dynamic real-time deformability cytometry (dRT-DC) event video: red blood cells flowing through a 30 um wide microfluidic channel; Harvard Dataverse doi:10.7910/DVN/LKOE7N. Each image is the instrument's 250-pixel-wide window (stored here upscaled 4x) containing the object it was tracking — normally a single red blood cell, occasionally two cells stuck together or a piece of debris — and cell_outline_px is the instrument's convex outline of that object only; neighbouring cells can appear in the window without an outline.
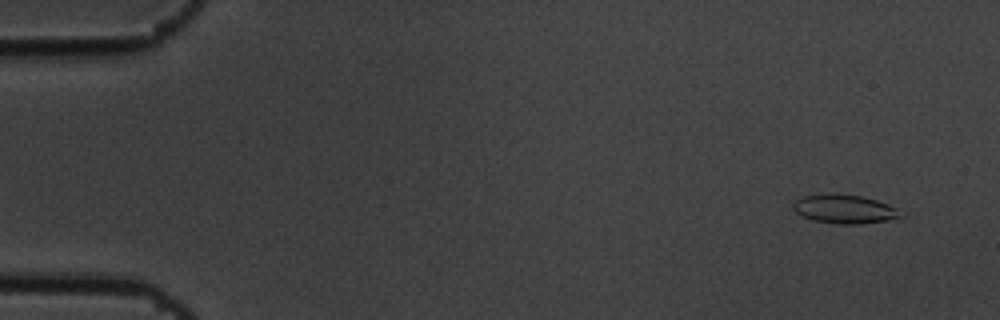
{"species": "common noctule bat (a hibernating species)", "species_latin": "Nyctalus noctula", "temperature_condition": "cold", "stored_images_in_passage": 5, "camera_frame_rate_fps": 3000, "um_per_image_px": 0.085, "animal": {"sex": "male", "body_mass_g": 19.5, "forearm_length_mm": 54.6}, "frame": {"image": 1, "passage_image": 1, "time_ms": 0.0, "image_size_px": [1000, 320], "cell_outline_px": [[908, 216], [888, 220], [860, 224], [836, 224], [812, 220], [796, 212], [792, 208], [792, 204], [800, 196], [828, 192], [864, 196], [888, 204], [896, 208]], "centroid_in_image_um": [71.79, 17.75], "position_along_channel_um": 13.2, "area_um2": 18.55}}